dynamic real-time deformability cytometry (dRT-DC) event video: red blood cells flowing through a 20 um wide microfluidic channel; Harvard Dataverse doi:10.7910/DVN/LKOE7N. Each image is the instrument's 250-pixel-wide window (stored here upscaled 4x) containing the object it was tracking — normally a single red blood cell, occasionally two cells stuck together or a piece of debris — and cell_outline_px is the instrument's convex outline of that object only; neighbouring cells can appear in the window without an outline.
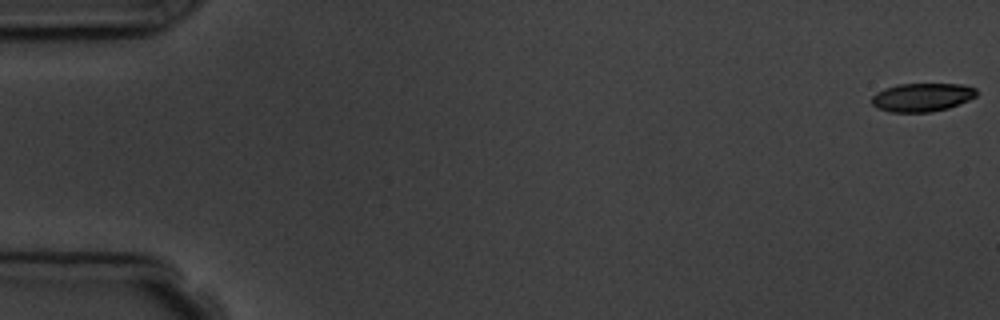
{"species": "common noctule bat (a hibernating species)", "species_latin": "Nyctalus noctula", "temperature_condition": "room temperature", "stored_images_in_passage": 5, "segment_of_instrument_passage": [2, 2], "camera_frame_rate_fps": 3000, "um_per_image_px": 0.085, "animal": {"sex": "male", "body_mass_g": 19.5, "forearm_length_mm": 54.6}, "frame": {"image": 1, "passage_image": 5, "time_ms": 4.667, "image_size_px": [1000, 320], "cell_outline_px": [[976, 96], [968, 100], [948, 108], [932, 112], [888, 112], [876, 108], [872, 104], [872, 96], [876, 92], [884, 88], [896, 84], [960, 84], [976, 88]], "centroid_in_image_um": [78.33, 8.27], "position_along_channel_um": 6.7, "area_um2": 17.46}}